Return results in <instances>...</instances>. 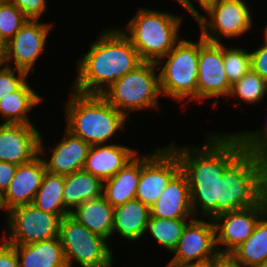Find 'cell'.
Here are the masks:
<instances>
[{
	"label": "cell",
	"mask_w": 267,
	"mask_h": 267,
	"mask_svg": "<svg viewBox=\"0 0 267 267\" xmlns=\"http://www.w3.org/2000/svg\"><path fill=\"white\" fill-rule=\"evenodd\" d=\"M59 239L68 267H73L74 263L81 267H113L115 256L110 242L88 230L70 215L61 220Z\"/></svg>",
	"instance_id": "obj_7"
},
{
	"label": "cell",
	"mask_w": 267,
	"mask_h": 267,
	"mask_svg": "<svg viewBox=\"0 0 267 267\" xmlns=\"http://www.w3.org/2000/svg\"><path fill=\"white\" fill-rule=\"evenodd\" d=\"M204 219H200L198 216L187 222L178 244L172 252L174 255L166 265H182L204 261L219 254L216 248L213 219Z\"/></svg>",
	"instance_id": "obj_14"
},
{
	"label": "cell",
	"mask_w": 267,
	"mask_h": 267,
	"mask_svg": "<svg viewBox=\"0 0 267 267\" xmlns=\"http://www.w3.org/2000/svg\"><path fill=\"white\" fill-rule=\"evenodd\" d=\"M133 147L109 143L90 147L83 170L102 181L117 174L136 154Z\"/></svg>",
	"instance_id": "obj_19"
},
{
	"label": "cell",
	"mask_w": 267,
	"mask_h": 267,
	"mask_svg": "<svg viewBox=\"0 0 267 267\" xmlns=\"http://www.w3.org/2000/svg\"><path fill=\"white\" fill-rule=\"evenodd\" d=\"M45 172L46 166L40 154L32 161L17 166L14 178L1 196L5 214L17 206L32 204Z\"/></svg>",
	"instance_id": "obj_17"
},
{
	"label": "cell",
	"mask_w": 267,
	"mask_h": 267,
	"mask_svg": "<svg viewBox=\"0 0 267 267\" xmlns=\"http://www.w3.org/2000/svg\"><path fill=\"white\" fill-rule=\"evenodd\" d=\"M183 1L184 0H175V2H177L179 5H181V7H182V4H183Z\"/></svg>",
	"instance_id": "obj_43"
},
{
	"label": "cell",
	"mask_w": 267,
	"mask_h": 267,
	"mask_svg": "<svg viewBox=\"0 0 267 267\" xmlns=\"http://www.w3.org/2000/svg\"><path fill=\"white\" fill-rule=\"evenodd\" d=\"M141 157L137 153L117 174L103 181V197L113 207L135 199L141 174Z\"/></svg>",
	"instance_id": "obj_21"
},
{
	"label": "cell",
	"mask_w": 267,
	"mask_h": 267,
	"mask_svg": "<svg viewBox=\"0 0 267 267\" xmlns=\"http://www.w3.org/2000/svg\"><path fill=\"white\" fill-rule=\"evenodd\" d=\"M191 219H164L150 217L146 223L143 237L150 235L157 244L169 252H173L181 237L182 231Z\"/></svg>",
	"instance_id": "obj_28"
},
{
	"label": "cell",
	"mask_w": 267,
	"mask_h": 267,
	"mask_svg": "<svg viewBox=\"0 0 267 267\" xmlns=\"http://www.w3.org/2000/svg\"><path fill=\"white\" fill-rule=\"evenodd\" d=\"M165 267H216V257L182 265H165Z\"/></svg>",
	"instance_id": "obj_40"
},
{
	"label": "cell",
	"mask_w": 267,
	"mask_h": 267,
	"mask_svg": "<svg viewBox=\"0 0 267 267\" xmlns=\"http://www.w3.org/2000/svg\"><path fill=\"white\" fill-rule=\"evenodd\" d=\"M44 98L35 92L26 81L17 91L0 100V118L2 124H35L28 113L33 111ZM4 119V120H3Z\"/></svg>",
	"instance_id": "obj_24"
},
{
	"label": "cell",
	"mask_w": 267,
	"mask_h": 267,
	"mask_svg": "<svg viewBox=\"0 0 267 267\" xmlns=\"http://www.w3.org/2000/svg\"><path fill=\"white\" fill-rule=\"evenodd\" d=\"M70 216L91 232L111 240L114 207L103 196L83 202Z\"/></svg>",
	"instance_id": "obj_23"
},
{
	"label": "cell",
	"mask_w": 267,
	"mask_h": 267,
	"mask_svg": "<svg viewBox=\"0 0 267 267\" xmlns=\"http://www.w3.org/2000/svg\"><path fill=\"white\" fill-rule=\"evenodd\" d=\"M0 210L3 211L2 205H1V196H0Z\"/></svg>",
	"instance_id": "obj_45"
},
{
	"label": "cell",
	"mask_w": 267,
	"mask_h": 267,
	"mask_svg": "<svg viewBox=\"0 0 267 267\" xmlns=\"http://www.w3.org/2000/svg\"><path fill=\"white\" fill-rule=\"evenodd\" d=\"M29 18L9 0H0V40L6 44Z\"/></svg>",
	"instance_id": "obj_31"
},
{
	"label": "cell",
	"mask_w": 267,
	"mask_h": 267,
	"mask_svg": "<svg viewBox=\"0 0 267 267\" xmlns=\"http://www.w3.org/2000/svg\"><path fill=\"white\" fill-rule=\"evenodd\" d=\"M155 62L143 61L134 70L119 78L102 95L129 121L130 113L143 110H159L162 96L159 72Z\"/></svg>",
	"instance_id": "obj_6"
},
{
	"label": "cell",
	"mask_w": 267,
	"mask_h": 267,
	"mask_svg": "<svg viewBox=\"0 0 267 267\" xmlns=\"http://www.w3.org/2000/svg\"><path fill=\"white\" fill-rule=\"evenodd\" d=\"M199 38L197 101L216 97L213 101L216 107L218 98L229 97L232 87L224 69L223 43L208 42L201 35Z\"/></svg>",
	"instance_id": "obj_13"
},
{
	"label": "cell",
	"mask_w": 267,
	"mask_h": 267,
	"mask_svg": "<svg viewBox=\"0 0 267 267\" xmlns=\"http://www.w3.org/2000/svg\"><path fill=\"white\" fill-rule=\"evenodd\" d=\"M90 49L76 61L75 81L69 87L84 94H102L143 61L130 39L117 28H105Z\"/></svg>",
	"instance_id": "obj_2"
},
{
	"label": "cell",
	"mask_w": 267,
	"mask_h": 267,
	"mask_svg": "<svg viewBox=\"0 0 267 267\" xmlns=\"http://www.w3.org/2000/svg\"><path fill=\"white\" fill-rule=\"evenodd\" d=\"M29 19L39 20L47 10V0H9Z\"/></svg>",
	"instance_id": "obj_34"
},
{
	"label": "cell",
	"mask_w": 267,
	"mask_h": 267,
	"mask_svg": "<svg viewBox=\"0 0 267 267\" xmlns=\"http://www.w3.org/2000/svg\"><path fill=\"white\" fill-rule=\"evenodd\" d=\"M251 69L267 82V44L262 43L254 51H250Z\"/></svg>",
	"instance_id": "obj_35"
},
{
	"label": "cell",
	"mask_w": 267,
	"mask_h": 267,
	"mask_svg": "<svg viewBox=\"0 0 267 267\" xmlns=\"http://www.w3.org/2000/svg\"><path fill=\"white\" fill-rule=\"evenodd\" d=\"M184 38L156 64L162 97L181 102L180 106L185 111L188 102H197L199 39L192 41Z\"/></svg>",
	"instance_id": "obj_5"
},
{
	"label": "cell",
	"mask_w": 267,
	"mask_h": 267,
	"mask_svg": "<svg viewBox=\"0 0 267 267\" xmlns=\"http://www.w3.org/2000/svg\"><path fill=\"white\" fill-rule=\"evenodd\" d=\"M265 126L255 131L244 130L236 133L242 141L244 151L267 159V125Z\"/></svg>",
	"instance_id": "obj_32"
},
{
	"label": "cell",
	"mask_w": 267,
	"mask_h": 267,
	"mask_svg": "<svg viewBox=\"0 0 267 267\" xmlns=\"http://www.w3.org/2000/svg\"><path fill=\"white\" fill-rule=\"evenodd\" d=\"M103 196V181L85 170L65 176L63 199L65 209L71 213L88 200Z\"/></svg>",
	"instance_id": "obj_25"
},
{
	"label": "cell",
	"mask_w": 267,
	"mask_h": 267,
	"mask_svg": "<svg viewBox=\"0 0 267 267\" xmlns=\"http://www.w3.org/2000/svg\"><path fill=\"white\" fill-rule=\"evenodd\" d=\"M62 134V140L58 141L57 145L52 147V149L51 147H45L43 144L44 135H42L43 137L40 136L39 154L45 157L49 153L48 150H50L49 159L43 157L46 170L66 176L75 171L83 170L91 146L81 138L74 136L66 128Z\"/></svg>",
	"instance_id": "obj_16"
},
{
	"label": "cell",
	"mask_w": 267,
	"mask_h": 267,
	"mask_svg": "<svg viewBox=\"0 0 267 267\" xmlns=\"http://www.w3.org/2000/svg\"><path fill=\"white\" fill-rule=\"evenodd\" d=\"M69 89L71 93L63 107L64 128L90 146L113 143V136L116 138L124 130L128 119L102 94H84Z\"/></svg>",
	"instance_id": "obj_3"
},
{
	"label": "cell",
	"mask_w": 267,
	"mask_h": 267,
	"mask_svg": "<svg viewBox=\"0 0 267 267\" xmlns=\"http://www.w3.org/2000/svg\"><path fill=\"white\" fill-rule=\"evenodd\" d=\"M35 124H2L0 122V161L21 165L39 155L42 135ZM38 129V130H37Z\"/></svg>",
	"instance_id": "obj_15"
},
{
	"label": "cell",
	"mask_w": 267,
	"mask_h": 267,
	"mask_svg": "<svg viewBox=\"0 0 267 267\" xmlns=\"http://www.w3.org/2000/svg\"><path fill=\"white\" fill-rule=\"evenodd\" d=\"M28 76L23 70L7 65L0 66V100L17 91L28 80Z\"/></svg>",
	"instance_id": "obj_33"
},
{
	"label": "cell",
	"mask_w": 267,
	"mask_h": 267,
	"mask_svg": "<svg viewBox=\"0 0 267 267\" xmlns=\"http://www.w3.org/2000/svg\"><path fill=\"white\" fill-rule=\"evenodd\" d=\"M267 212V194L254 206L222 213L213 219L216 248L230 254L253 233L259 219ZM223 245V246H222Z\"/></svg>",
	"instance_id": "obj_12"
},
{
	"label": "cell",
	"mask_w": 267,
	"mask_h": 267,
	"mask_svg": "<svg viewBox=\"0 0 267 267\" xmlns=\"http://www.w3.org/2000/svg\"><path fill=\"white\" fill-rule=\"evenodd\" d=\"M262 31H264V33H263V43L267 44V24L265 26V29L262 30Z\"/></svg>",
	"instance_id": "obj_42"
},
{
	"label": "cell",
	"mask_w": 267,
	"mask_h": 267,
	"mask_svg": "<svg viewBox=\"0 0 267 267\" xmlns=\"http://www.w3.org/2000/svg\"><path fill=\"white\" fill-rule=\"evenodd\" d=\"M249 6L244 0H222L211 6L196 20L200 35L212 43L245 35L254 25Z\"/></svg>",
	"instance_id": "obj_9"
},
{
	"label": "cell",
	"mask_w": 267,
	"mask_h": 267,
	"mask_svg": "<svg viewBox=\"0 0 267 267\" xmlns=\"http://www.w3.org/2000/svg\"><path fill=\"white\" fill-rule=\"evenodd\" d=\"M150 217L194 218L188 181L181 170L169 181L157 202L150 207Z\"/></svg>",
	"instance_id": "obj_18"
},
{
	"label": "cell",
	"mask_w": 267,
	"mask_h": 267,
	"mask_svg": "<svg viewBox=\"0 0 267 267\" xmlns=\"http://www.w3.org/2000/svg\"><path fill=\"white\" fill-rule=\"evenodd\" d=\"M5 65V44L0 40V66Z\"/></svg>",
	"instance_id": "obj_41"
},
{
	"label": "cell",
	"mask_w": 267,
	"mask_h": 267,
	"mask_svg": "<svg viewBox=\"0 0 267 267\" xmlns=\"http://www.w3.org/2000/svg\"><path fill=\"white\" fill-rule=\"evenodd\" d=\"M180 170L179 158L169 146L155 147L150 153L143 154L135 198L150 208Z\"/></svg>",
	"instance_id": "obj_10"
},
{
	"label": "cell",
	"mask_w": 267,
	"mask_h": 267,
	"mask_svg": "<svg viewBox=\"0 0 267 267\" xmlns=\"http://www.w3.org/2000/svg\"><path fill=\"white\" fill-rule=\"evenodd\" d=\"M50 22L29 19L13 38L5 44V65L20 69L33 75L36 71L34 65L40 55L46 50L48 35L51 31Z\"/></svg>",
	"instance_id": "obj_11"
},
{
	"label": "cell",
	"mask_w": 267,
	"mask_h": 267,
	"mask_svg": "<svg viewBox=\"0 0 267 267\" xmlns=\"http://www.w3.org/2000/svg\"><path fill=\"white\" fill-rule=\"evenodd\" d=\"M0 267H18V255L13 245L0 239Z\"/></svg>",
	"instance_id": "obj_36"
},
{
	"label": "cell",
	"mask_w": 267,
	"mask_h": 267,
	"mask_svg": "<svg viewBox=\"0 0 267 267\" xmlns=\"http://www.w3.org/2000/svg\"><path fill=\"white\" fill-rule=\"evenodd\" d=\"M16 164L0 161V196L8 189L17 169Z\"/></svg>",
	"instance_id": "obj_38"
},
{
	"label": "cell",
	"mask_w": 267,
	"mask_h": 267,
	"mask_svg": "<svg viewBox=\"0 0 267 267\" xmlns=\"http://www.w3.org/2000/svg\"><path fill=\"white\" fill-rule=\"evenodd\" d=\"M4 216L2 238L11 245H23L59 237L61 220L67 215L47 213L27 204L11 209Z\"/></svg>",
	"instance_id": "obj_8"
},
{
	"label": "cell",
	"mask_w": 267,
	"mask_h": 267,
	"mask_svg": "<svg viewBox=\"0 0 267 267\" xmlns=\"http://www.w3.org/2000/svg\"><path fill=\"white\" fill-rule=\"evenodd\" d=\"M13 246L18 255V267H68L59 237Z\"/></svg>",
	"instance_id": "obj_22"
},
{
	"label": "cell",
	"mask_w": 267,
	"mask_h": 267,
	"mask_svg": "<svg viewBox=\"0 0 267 267\" xmlns=\"http://www.w3.org/2000/svg\"><path fill=\"white\" fill-rule=\"evenodd\" d=\"M149 219L150 208L147 205L136 198L129 200L114 207L112 236L120 235V238L130 243L140 241Z\"/></svg>",
	"instance_id": "obj_20"
},
{
	"label": "cell",
	"mask_w": 267,
	"mask_h": 267,
	"mask_svg": "<svg viewBox=\"0 0 267 267\" xmlns=\"http://www.w3.org/2000/svg\"><path fill=\"white\" fill-rule=\"evenodd\" d=\"M223 62L227 79L231 85L251 69L249 50L240 46H226L223 43Z\"/></svg>",
	"instance_id": "obj_30"
},
{
	"label": "cell",
	"mask_w": 267,
	"mask_h": 267,
	"mask_svg": "<svg viewBox=\"0 0 267 267\" xmlns=\"http://www.w3.org/2000/svg\"><path fill=\"white\" fill-rule=\"evenodd\" d=\"M216 267H245L235 260L230 254H218L216 256Z\"/></svg>",
	"instance_id": "obj_39"
},
{
	"label": "cell",
	"mask_w": 267,
	"mask_h": 267,
	"mask_svg": "<svg viewBox=\"0 0 267 267\" xmlns=\"http://www.w3.org/2000/svg\"><path fill=\"white\" fill-rule=\"evenodd\" d=\"M267 82L258 75L255 71L250 69L244 76H242L231 87L229 97H237L240 102L235 107H241L242 102L246 104L260 103L267 97Z\"/></svg>",
	"instance_id": "obj_29"
},
{
	"label": "cell",
	"mask_w": 267,
	"mask_h": 267,
	"mask_svg": "<svg viewBox=\"0 0 267 267\" xmlns=\"http://www.w3.org/2000/svg\"><path fill=\"white\" fill-rule=\"evenodd\" d=\"M199 5V9H201L203 12L208 10L211 6L220 3L222 0H195ZM182 8H184L185 11H187L191 18L195 21L202 15L197 9V7L192 3V0H184L182 4Z\"/></svg>",
	"instance_id": "obj_37"
},
{
	"label": "cell",
	"mask_w": 267,
	"mask_h": 267,
	"mask_svg": "<svg viewBox=\"0 0 267 267\" xmlns=\"http://www.w3.org/2000/svg\"><path fill=\"white\" fill-rule=\"evenodd\" d=\"M64 181V175L51 173L46 170L32 204L47 213L70 215L64 206Z\"/></svg>",
	"instance_id": "obj_27"
},
{
	"label": "cell",
	"mask_w": 267,
	"mask_h": 267,
	"mask_svg": "<svg viewBox=\"0 0 267 267\" xmlns=\"http://www.w3.org/2000/svg\"><path fill=\"white\" fill-rule=\"evenodd\" d=\"M257 267H267V261H265L263 264L257 266Z\"/></svg>",
	"instance_id": "obj_44"
},
{
	"label": "cell",
	"mask_w": 267,
	"mask_h": 267,
	"mask_svg": "<svg viewBox=\"0 0 267 267\" xmlns=\"http://www.w3.org/2000/svg\"><path fill=\"white\" fill-rule=\"evenodd\" d=\"M204 137L198 147L168 144L187 178L194 217L214 219L256 205L267 194V159L244 151L236 132Z\"/></svg>",
	"instance_id": "obj_1"
},
{
	"label": "cell",
	"mask_w": 267,
	"mask_h": 267,
	"mask_svg": "<svg viewBox=\"0 0 267 267\" xmlns=\"http://www.w3.org/2000/svg\"><path fill=\"white\" fill-rule=\"evenodd\" d=\"M182 15L140 7L121 31L130 39L142 61L157 63L182 38Z\"/></svg>",
	"instance_id": "obj_4"
},
{
	"label": "cell",
	"mask_w": 267,
	"mask_h": 267,
	"mask_svg": "<svg viewBox=\"0 0 267 267\" xmlns=\"http://www.w3.org/2000/svg\"><path fill=\"white\" fill-rule=\"evenodd\" d=\"M230 255L245 267H257L267 261V212L259 219L247 240Z\"/></svg>",
	"instance_id": "obj_26"
}]
</instances>
